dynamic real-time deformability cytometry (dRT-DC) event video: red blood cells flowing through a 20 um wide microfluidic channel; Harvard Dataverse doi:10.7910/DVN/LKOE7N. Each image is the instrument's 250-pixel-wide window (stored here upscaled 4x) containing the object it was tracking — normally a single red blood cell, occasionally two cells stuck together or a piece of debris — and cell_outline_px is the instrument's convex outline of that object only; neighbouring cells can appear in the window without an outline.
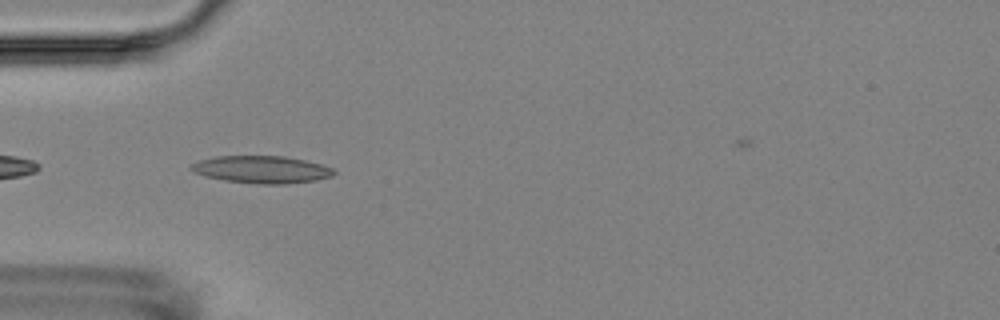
{"species": "Egyptian fruit bat (a non-hibernating species)", "species_latin": "Rousettus aegyptiacus", "temperature_condition": "room temperature", "stored_images_in_passage": 9, "camera_frame_rate_fps": 3000, "um_per_image_px": 0.085, "animal": {"sex": "female"}, "frame": {"image": 1, "passage_image": 4, "time_ms": 4.333, "image_size_px": [1000, 320], "cell_outline_px": [[336, 172], [332, 176], [316, 180], [284, 184], [260, 184], [224, 180], [204, 176], [192, 172], [188, 168], [192, 164], [200, 160], [216, 156], [284, 156], [304, 160], [320, 164], [332, 168]], "centroid_in_image_um": [22.21, 14.41], "position_along_channel_um": 62.8, "area_um2": 22.72}}
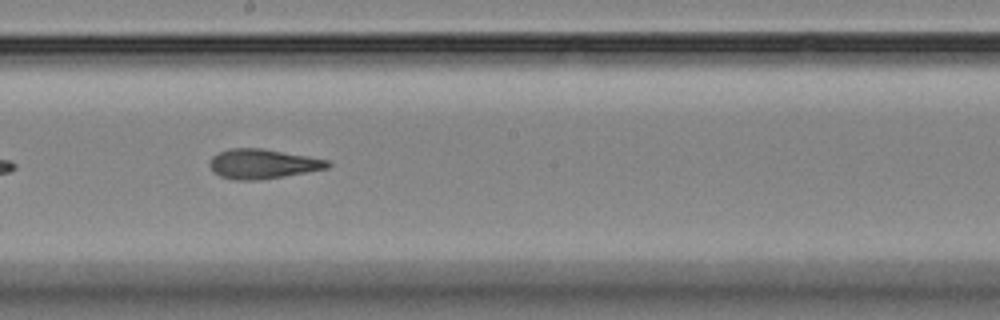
{"frame": {"image": 2, "passage_image": 8, "time_ms": 9.0, "image_size_px": [1000, 320], "cell_outline_px": [[332, 164], [328, 168], [284, 176], [260, 180], [232, 180], [220, 176], [212, 172], [208, 164], [212, 156], [220, 152], [232, 148], [260, 148], [308, 156], [328, 160]], "centroid_in_image_um": [22.3, 13.94], "position_along_channel_um": 225.9, "area_um2": 20.4}}
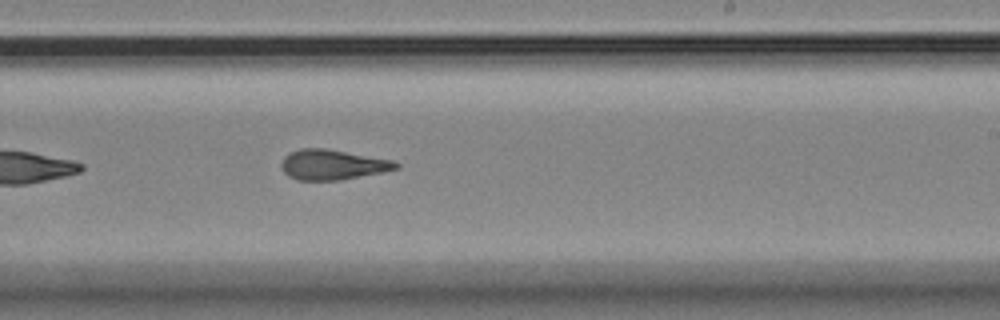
{"frame": {"image": 3, "passage_image": 9, "time_ms": 10.0, "image_size_px": [1000, 320], "cell_outline_px": [[400, 168], [384, 172], [340, 180], [296, 180], [288, 176], [280, 168], [280, 164], [284, 156], [288, 152], [300, 148], [324, 148], [392, 160], [400, 164]], "centroid_in_image_um": [28.23, 14.0], "position_along_channel_um": 260.8, "area_um2": 20.29}}